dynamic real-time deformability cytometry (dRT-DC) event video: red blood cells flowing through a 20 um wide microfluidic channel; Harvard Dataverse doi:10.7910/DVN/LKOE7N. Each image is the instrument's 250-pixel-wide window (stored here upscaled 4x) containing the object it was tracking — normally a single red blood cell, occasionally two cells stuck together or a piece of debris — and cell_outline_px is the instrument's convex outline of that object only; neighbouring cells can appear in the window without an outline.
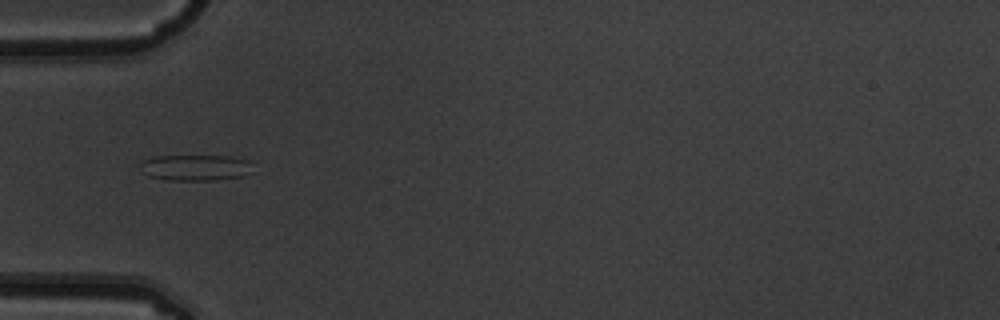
{"species": "common noctule bat (a hibernating species)", "species_latin": "Nyctalus noctula", "temperature_condition": "warm", "stored_images_in_passage": 2, "camera_frame_rate_fps": 3000, "um_per_image_px": 0.085, "animal": {"sex": "male", "body_mass_g": 19.5, "forearm_length_mm": 54.6}, "frame": {"image": 1, "passage_image": 1, "time_ms": 0.0, "image_size_px": [1000, 320], "cell_outline_px": [[252, 172], [244, 176], [216, 180], [168, 180], [148, 176], [140, 168], [140, 164], [144, 160], [152, 156], [232, 156], [248, 160]], "centroid_in_image_um": [16.62, 14.25], "position_along_channel_um": 68.4, "area_um2": 17.11}}
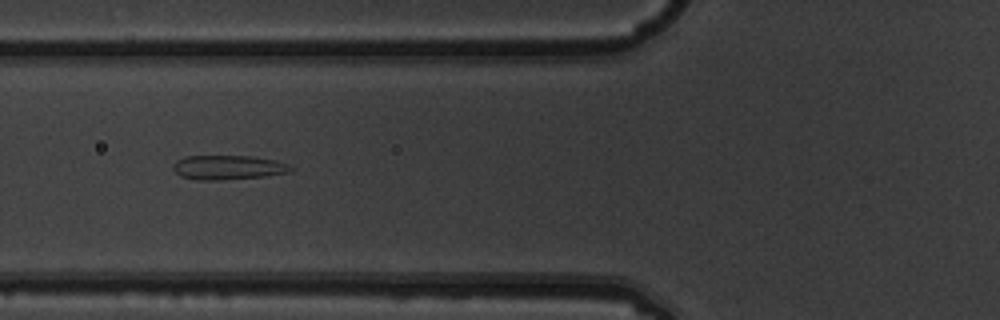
{"frame": {"image": 2, "passage_image": 2, "time_ms": 0.333, "image_size_px": [1000, 320], "cell_outline_px": [[296, 168], [292, 172], [264, 176], [216, 180], [196, 180], [180, 176], [172, 168], [172, 164], [176, 160], [184, 156], [252, 156], [276, 160], [288, 164]], "centroid_in_image_um": [19.4, 14.22], "position_along_channel_um": 106.4, "area_um2": 16.88}}